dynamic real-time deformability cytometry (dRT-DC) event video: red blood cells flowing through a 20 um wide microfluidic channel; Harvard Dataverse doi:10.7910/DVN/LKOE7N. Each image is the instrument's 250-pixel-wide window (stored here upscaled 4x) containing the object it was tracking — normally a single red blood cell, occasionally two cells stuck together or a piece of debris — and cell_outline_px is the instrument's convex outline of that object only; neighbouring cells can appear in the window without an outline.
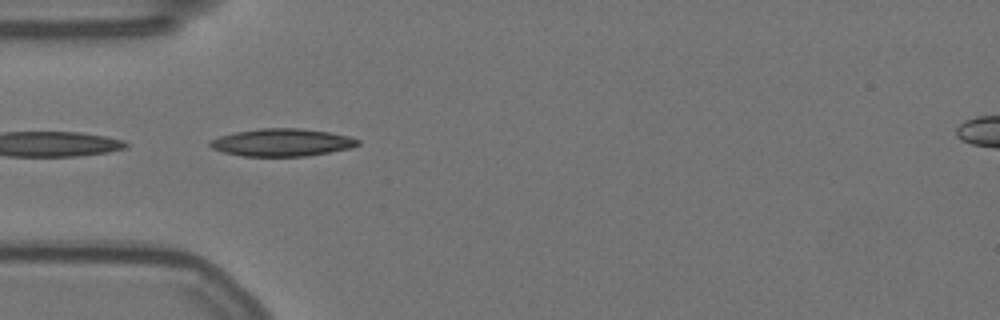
{"species": "Egyptian fruit bat (a non-hibernating species)", "species_latin": "Rousettus aegyptiacus", "temperature_condition": "warm", "stored_images_in_passage": 25, "camera_frame_rate_fps": 3000, "um_per_image_px": 0.085, "animal": {"sex": "female"}, "frame": {"image": 1, "passage_image": 1, "time_ms": 0.0, "image_size_px": [1000, 320], "cell_outline_px": [[360, 144], [348, 148], [328, 152], [304, 156], [240, 156], [224, 152], [212, 148], [208, 144], [208, 140], [220, 136], [236, 132], [260, 128], [300, 128], [328, 132], [348, 136], [360, 140]], "centroid_in_image_um": [23.92, 12.1], "position_along_channel_um": 61.1, "area_um2": 23.58}}
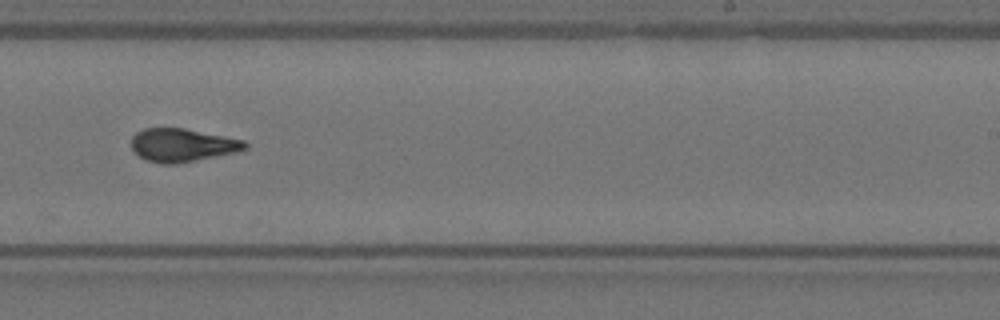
{"frame": {"image": 2, "passage_image": 19, "time_ms": 6.0, "image_size_px": [1000, 320], "cell_outline_px": [[248, 148], [236, 152], [176, 164], [160, 164], [144, 160], [132, 148], [132, 136], [136, 132], [144, 128], [184, 128], [244, 140], [248, 144]], "centroid_in_image_um": [15.49, 12.34], "position_along_channel_um": 273.5, "area_um2": 21.96}}